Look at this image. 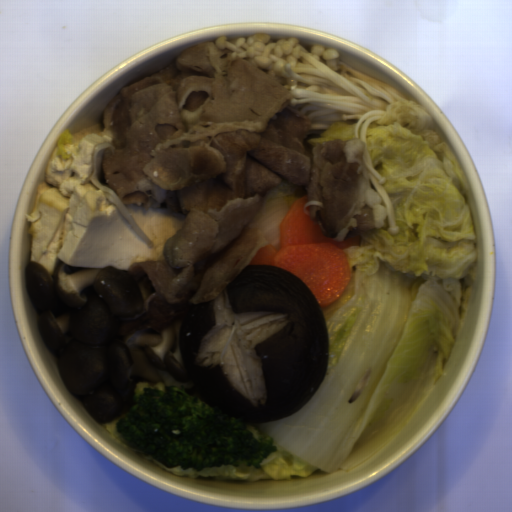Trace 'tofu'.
Returning a JSON list of instances; mask_svg holds the SVG:
<instances>
[{
    "label": "tofu",
    "instance_id": "tofu-2",
    "mask_svg": "<svg viewBox=\"0 0 512 512\" xmlns=\"http://www.w3.org/2000/svg\"><path fill=\"white\" fill-rule=\"evenodd\" d=\"M105 150H107V149H105ZM105 150H102L101 153L99 154L98 165H97V177H98L99 181L103 185L110 186L109 183L107 182L105 176H104V173H103V170H102V167H101V163H102V159H103V155H104Z\"/></svg>",
    "mask_w": 512,
    "mask_h": 512
},
{
    "label": "tofu",
    "instance_id": "tofu-1",
    "mask_svg": "<svg viewBox=\"0 0 512 512\" xmlns=\"http://www.w3.org/2000/svg\"><path fill=\"white\" fill-rule=\"evenodd\" d=\"M113 139L107 126L93 125L69 134V141L50 154L44 171L47 181L39 184L34 210L26 215L32 238L29 264L41 259L60 227L56 257L67 266H113L124 272L133 263L163 259L168 239L182 228L186 217L163 207L148 209L124 203L154 247L130 228L116 204L90 180L96 146L112 145Z\"/></svg>",
    "mask_w": 512,
    "mask_h": 512
}]
</instances>
